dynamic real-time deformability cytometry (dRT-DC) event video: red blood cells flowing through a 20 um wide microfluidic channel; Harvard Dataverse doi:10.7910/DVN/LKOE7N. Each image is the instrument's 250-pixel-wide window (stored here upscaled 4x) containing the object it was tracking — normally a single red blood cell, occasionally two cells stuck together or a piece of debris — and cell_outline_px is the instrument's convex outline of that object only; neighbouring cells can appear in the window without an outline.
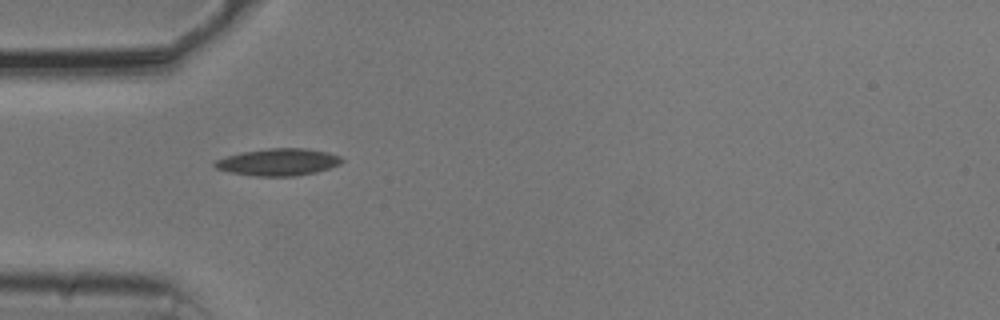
{"species": "common noctule bat (a hibernating species)", "species_latin": "Nyctalus noctula", "temperature_condition": "cold", "stored_images_in_passage": 25, "camera_frame_rate_fps": 3000, "um_per_image_px": 0.085, "animal": {"sex": "male", "body_mass_g": 20.5, "forearm_length_mm": 52.5}, "frame": {"image": 1, "passage_image": 1, "time_ms": 0.0, "image_size_px": [1000, 320], "cell_outline_px": [[344, 160], [340, 164], [316, 172], [296, 176], [256, 176], [232, 172], [216, 168], [212, 164], [216, 160], [228, 156], [244, 152], [268, 148], [304, 148], [328, 152], [340, 156]], "centroid_in_image_um": [23.69, 13.77], "position_along_channel_um": 61.3, "area_um2": 19.83}}
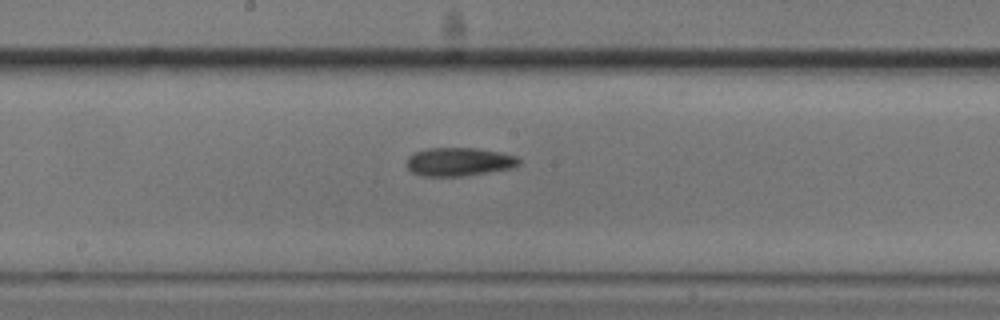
{"frame": {"image": 2, "passage_image": 13, "time_ms": 4.0, "image_size_px": [1000, 320], "cell_outline_px": [[520, 164], [512, 168], [464, 176], [424, 176], [412, 172], [408, 168], [408, 156], [416, 152], [428, 148], [476, 148], [500, 152], [516, 156], [520, 160]], "centroid_in_image_um": [39.04, 13.75], "position_along_channel_um": 209.2, "area_um2": 18.5}}
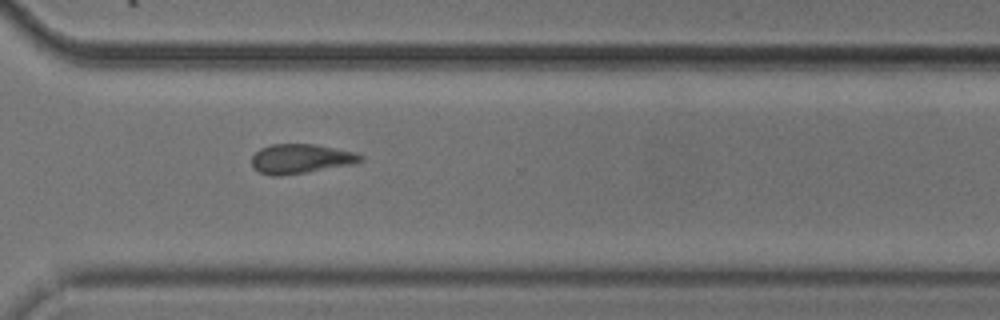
{"frame": {"image": 3, "passage_image": 24, "time_ms": 7.667, "image_size_px": [1000, 320], "cell_outline_px": [[364, 160], [356, 164], [280, 176], [272, 176], [260, 172], [252, 168], [252, 156], [260, 148], [272, 144], [316, 144], [356, 152], [364, 156]], "centroid_in_image_um": [25.6, 13.49], "position_along_channel_um": 345.0, "area_um2": 18.9}}